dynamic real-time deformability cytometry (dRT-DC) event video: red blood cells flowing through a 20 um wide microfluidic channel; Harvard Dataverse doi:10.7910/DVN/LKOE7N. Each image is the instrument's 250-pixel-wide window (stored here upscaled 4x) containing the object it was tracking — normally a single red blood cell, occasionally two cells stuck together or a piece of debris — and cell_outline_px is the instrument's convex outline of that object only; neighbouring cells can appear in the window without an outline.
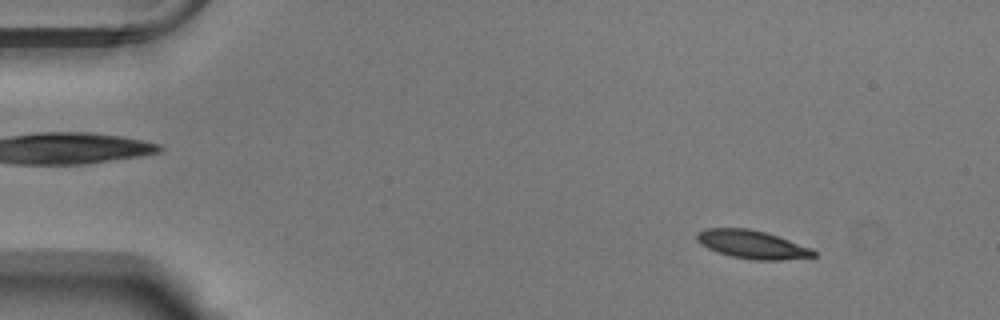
{"species": "Egyptian fruit bat (a non-hibernating species)", "species_latin": "Rousettus aegyptiacus", "temperature_condition": "warm", "stored_images_in_passage": 14, "camera_frame_rate_fps": 3000, "um_per_image_px": 0.085, "animal": {"sex": "male"}, "frame": {"image": 1, "passage_image": 5, "time_ms": 1.333, "image_size_px": [1000, 320], "cell_outline_px": [[816, 256], [780, 260], [752, 260], [732, 256], [708, 248], [700, 244], [696, 240], [696, 232], [704, 228], [748, 228], [764, 232], [812, 248], [816, 252]], "centroid_in_image_um": [63.9, 20.77], "position_along_channel_um": 21.1, "area_um2": 19.07}}